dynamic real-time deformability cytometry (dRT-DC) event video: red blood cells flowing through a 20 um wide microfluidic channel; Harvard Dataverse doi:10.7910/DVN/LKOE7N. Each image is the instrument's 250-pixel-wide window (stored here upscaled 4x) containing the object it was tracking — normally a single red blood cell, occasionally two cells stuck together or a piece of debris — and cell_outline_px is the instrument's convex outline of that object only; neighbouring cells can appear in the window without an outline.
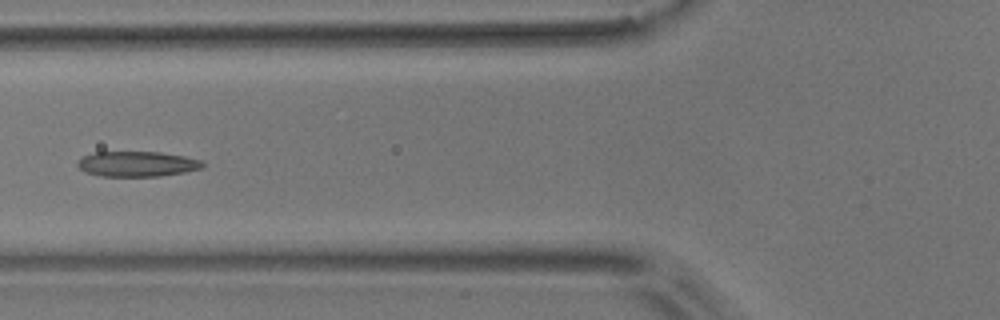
{"species": "common noctule bat (a hibernating species)", "species_latin": "Nyctalus noctula", "temperature_condition": "room temperature", "stored_images_in_passage": 6, "camera_frame_rate_fps": 3000, "um_per_image_px": 0.085, "animal": {"sex": "male", "body_mass_g": 17.9}, "frame": {"image": 1, "passage_image": 6, "time_ms": 5.667, "image_size_px": [1000, 320], "cell_outline_px": [[204, 168], [184, 172], [160, 176], [100, 176], [84, 172], [76, 164], [84, 156], [96, 152], [160, 152], [184, 156], [204, 160]], "centroid_in_image_um": [11.7, 13.94], "position_along_channel_um": 114.1, "area_um2": 18.44}}